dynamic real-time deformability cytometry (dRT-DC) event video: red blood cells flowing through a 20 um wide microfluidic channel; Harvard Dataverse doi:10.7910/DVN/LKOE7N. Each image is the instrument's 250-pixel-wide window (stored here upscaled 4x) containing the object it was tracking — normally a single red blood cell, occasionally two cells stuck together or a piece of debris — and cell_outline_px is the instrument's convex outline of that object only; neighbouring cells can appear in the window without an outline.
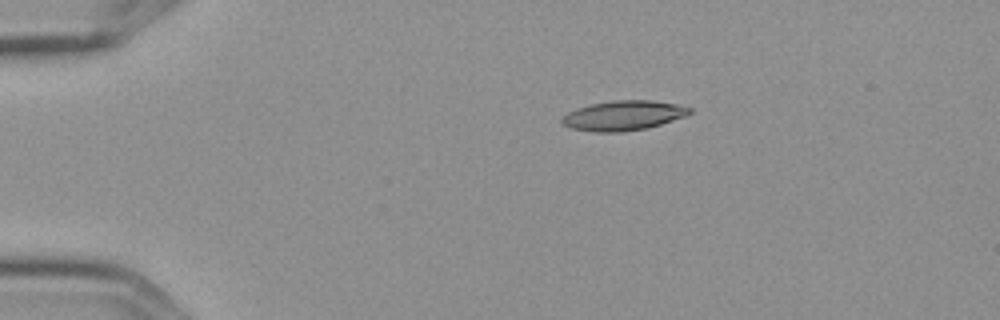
{"species": "Egyptian fruit bat (a non-hibernating species)", "species_latin": "Rousettus aegyptiacus", "temperature_condition": "cold", "stored_images_in_passage": 4, "camera_frame_rate_fps": 3000, "um_per_image_px": 0.085, "frame": {"image": 1, "passage_image": 4, "time_ms": 1.0, "image_size_px": [1000, 320], "cell_outline_px": [[692, 112], [684, 116], [648, 128], [620, 132], [592, 132], [572, 128], [560, 124], [560, 120], [568, 112], [576, 108], [592, 104], [612, 100], [652, 100], [680, 104], [692, 108]], "centroid_in_image_um": [52.98, 9.81], "position_along_channel_um": 32.0, "area_um2": 22.25}}